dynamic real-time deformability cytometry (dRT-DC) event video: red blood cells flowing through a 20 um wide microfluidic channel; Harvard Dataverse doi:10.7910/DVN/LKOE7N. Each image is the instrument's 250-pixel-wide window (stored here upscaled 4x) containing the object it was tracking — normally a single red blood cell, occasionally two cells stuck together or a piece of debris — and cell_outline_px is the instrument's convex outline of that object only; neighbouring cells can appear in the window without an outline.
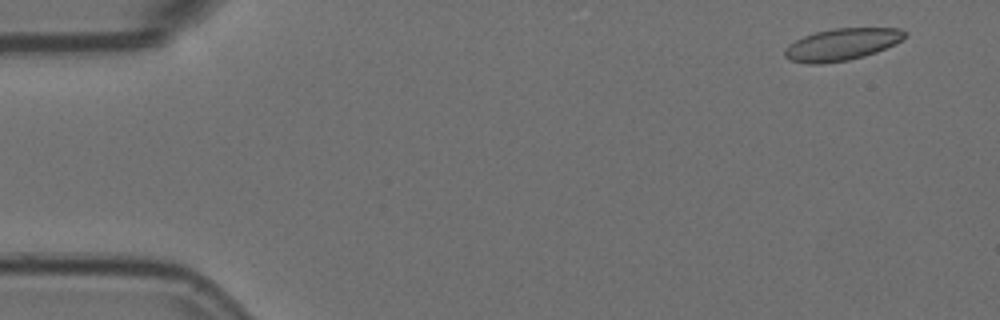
{"species": "Egyptian fruit bat (a non-hibernating species)", "species_latin": "Rousettus aegyptiacus", "temperature_condition": "room temperature", "stored_images_in_passage": 8, "camera_frame_rate_fps": 3000, "um_per_image_px": 0.085, "animal": {"sex": "female"}, "frame": {"image": 1, "passage_image": 1, "time_ms": 0.0, "image_size_px": [1000, 320], "cell_outline_px": [[908, 36], [876, 52], [864, 56], [848, 60], [820, 64], [808, 64], [792, 60], [784, 56], [784, 52], [788, 44], [804, 36], [816, 32], [832, 28], [900, 28], [908, 32]], "centroid_in_image_um": [71.55, 3.77], "position_along_channel_um": 13.4, "area_um2": 22.25}}
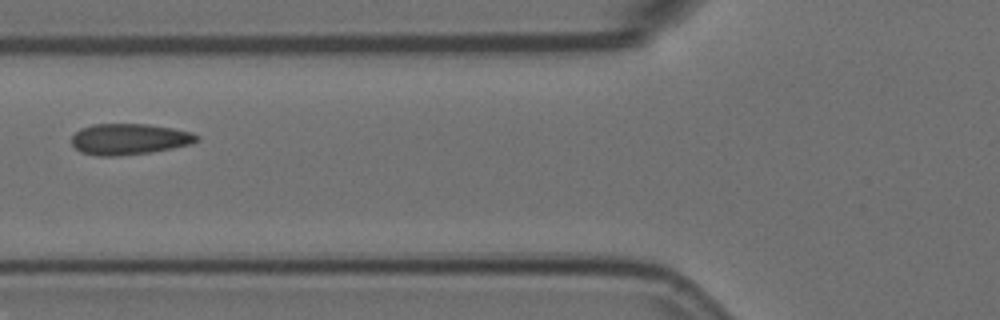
{"frame": {"image": 2, "passage_image": 6, "time_ms": 1.667, "image_size_px": [1000, 320], "cell_outline_px": [[200, 136], [196, 140], [188, 144], [172, 148], [152, 152], [120, 156], [96, 156], [80, 152], [72, 144], [72, 136], [80, 128], [92, 124], [148, 124], [172, 128], [192, 132]], "centroid_in_image_um": [10.95, 11.83], "position_along_channel_um": 114.9, "area_um2": 22.66}}
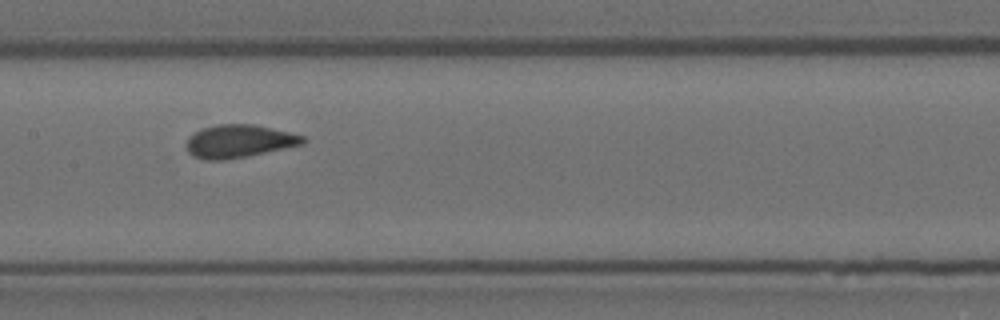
{"frame": {"image": 3, "passage_image": 8, "time_ms": 2.333, "image_size_px": [1000, 320], "cell_outline_px": [[304, 144], [248, 156], [224, 160], [204, 160], [192, 156], [188, 152], [188, 136], [204, 128], [216, 124], [252, 124], [288, 132], [304, 136]], "centroid_in_image_um": [20.3, 12.01], "position_along_channel_um": 187.1, "area_um2": 22.14}}